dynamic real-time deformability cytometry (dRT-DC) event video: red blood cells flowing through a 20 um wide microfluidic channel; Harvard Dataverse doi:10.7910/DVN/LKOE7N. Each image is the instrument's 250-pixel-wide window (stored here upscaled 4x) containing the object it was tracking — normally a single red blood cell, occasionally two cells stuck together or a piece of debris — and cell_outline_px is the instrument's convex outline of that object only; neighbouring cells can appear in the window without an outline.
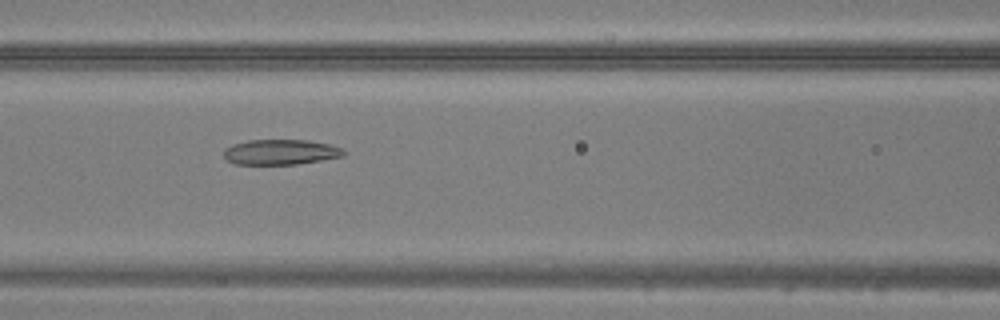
{"species": "common noctule bat (a hibernating species)", "species_latin": "Nyctalus noctula", "temperature_condition": "warm", "stored_images_in_passage": 39, "camera_frame_rate_fps": 3000, "um_per_image_px": 0.085, "animal": {"sex": "male", "body_mass_g": 20.5, "forearm_length_mm": 52.5}, "frame": {"image": 1, "passage_image": 12, "time_ms": 3.667, "image_size_px": [1000, 320], "cell_outline_px": [[348, 152], [344, 156], [296, 164], [236, 164], [228, 160], [224, 156], [224, 148], [232, 144], [248, 140], [308, 140], [328, 144], [344, 148]], "centroid_in_image_um": [23.88, 12.92], "position_along_channel_um": 142.7, "area_um2": 17.69}}
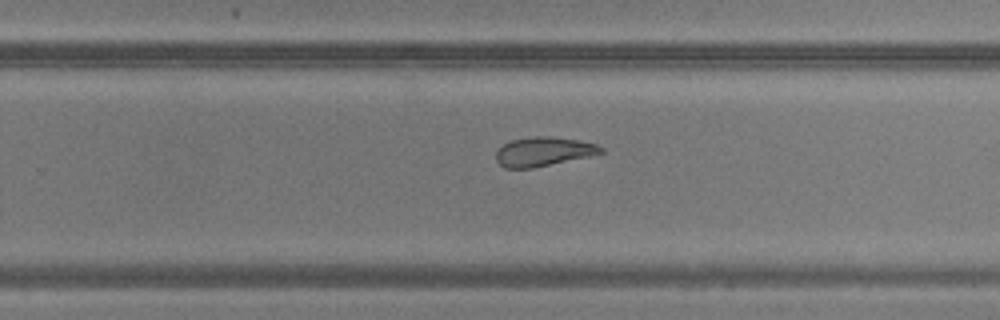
{"frame": {"image": 2, "passage_image": 22, "time_ms": 7.0, "image_size_px": [1000, 320], "cell_outline_px": [[604, 152], [588, 156], [532, 168], [504, 168], [496, 160], [496, 152], [504, 144], [512, 140], [536, 136], [552, 136], [580, 140], [596, 144], [604, 148]], "centroid_in_image_um": [46.2, 12.88], "position_along_channel_um": 283.6, "area_um2": 17.63}}
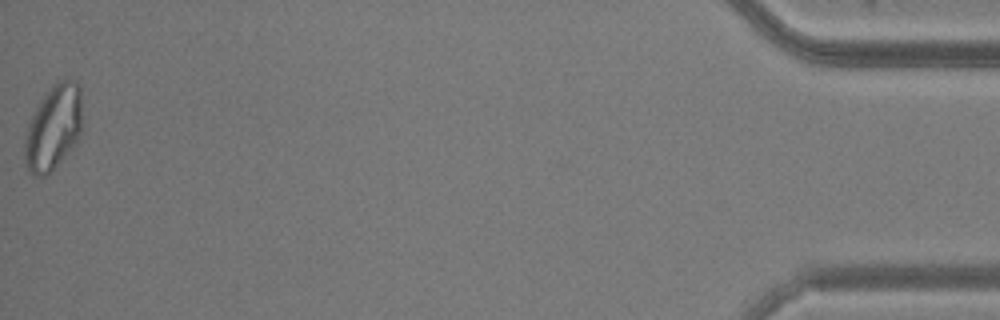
{"frame": {"image": 3, "passage_image": 39, "time_ms": 12.667, "image_size_px": [1000, 320], "cell_outline_px": [[84, 128], [80, 136], [56, 164], [44, 176], [32, 176], [24, 160], [24, 136], [28, 124], [40, 100], [48, 88], [56, 80], [76, 80], [80, 84]], "centroid_in_image_um": [4.56, 10.77], "position_along_channel_um": 430.6, "area_um2": 28.78}}